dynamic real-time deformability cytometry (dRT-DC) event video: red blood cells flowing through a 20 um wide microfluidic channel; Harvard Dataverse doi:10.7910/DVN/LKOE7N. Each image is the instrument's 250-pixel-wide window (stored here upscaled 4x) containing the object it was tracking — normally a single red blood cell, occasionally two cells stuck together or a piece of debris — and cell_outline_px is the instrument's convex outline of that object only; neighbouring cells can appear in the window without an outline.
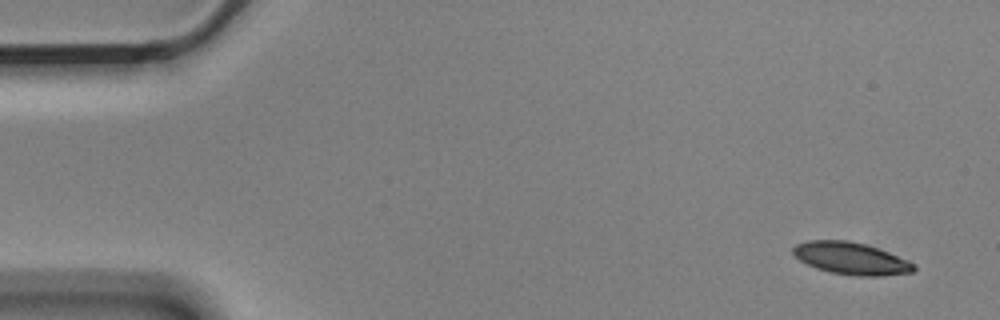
{"species": "Egyptian fruit bat (a non-hibernating species)", "species_latin": "Rousettus aegyptiacus", "temperature_condition": "cold", "stored_images_in_passage": 5, "camera_frame_rate_fps": 3000, "um_per_image_px": 0.085, "animal": {"sex": "male"}, "frame": {"image": 1, "passage_image": 1, "time_ms": 0.0, "image_size_px": [1000, 320], "cell_outline_px": [[916, 268], [912, 272], [880, 276], [856, 276], [832, 272], [816, 268], [800, 260], [792, 252], [792, 248], [796, 244], [808, 240], [848, 240], [864, 244], [888, 252], [916, 264]], "centroid_in_image_um": [72.33, 21.96], "position_along_channel_um": 12.7, "area_um2": 22.43}}
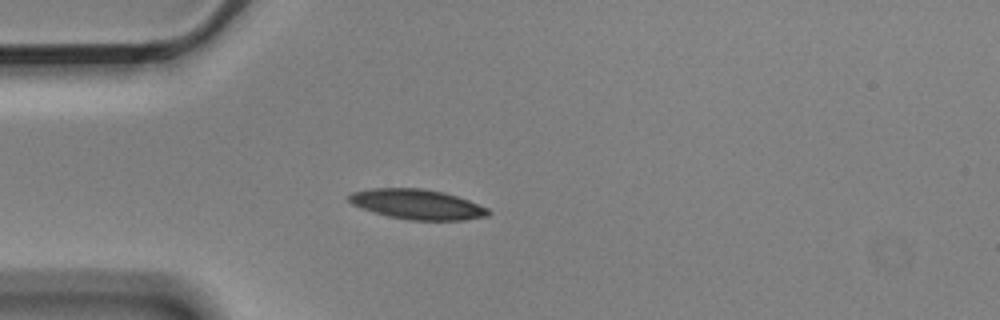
{"frame": {"image": 2, "passage_image": 4, "time_ms": 1.0, "image_size_px": [1000, 320], "cell_outline_px": [[492, 212], [488, 216], [464, 220], [408, 220], [388, 216], [352, 204], [348, 200], [348, 196], [352, 192], [372, 188], [424, 188], [444, 192], [468, 200], [488, 208]], "centroid_in_image_um": [35.5, 17.36], "position_along_channel_um": 49.5, "area_um2": 24.28}}